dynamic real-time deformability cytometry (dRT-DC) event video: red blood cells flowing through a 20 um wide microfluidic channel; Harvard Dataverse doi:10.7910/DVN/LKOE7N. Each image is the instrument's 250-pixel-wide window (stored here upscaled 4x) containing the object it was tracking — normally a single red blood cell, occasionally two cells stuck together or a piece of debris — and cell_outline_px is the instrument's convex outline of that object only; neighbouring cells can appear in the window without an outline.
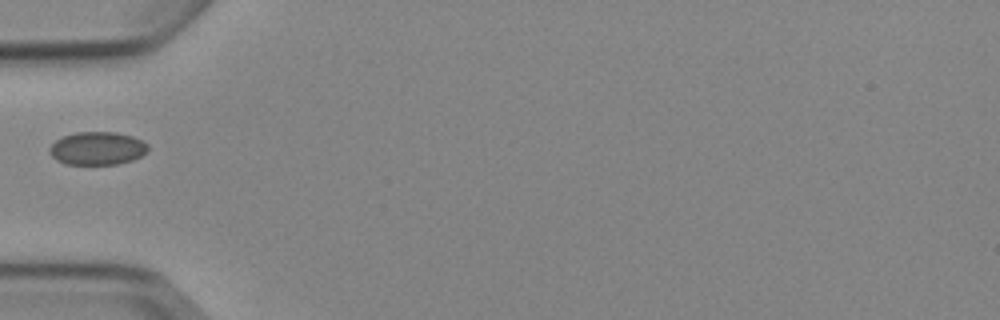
{"species": "Egyptian fruit bat (a non-hibernating species)", "species_latin": "Rousettus aegyptiacus", "temperature_condition": "cold", "stored_images_in_passage": 1, "camera_frame_rate_fps": 3000, "um_per_image_px": 0.085, "animal": {"sex": "female"}, "frame": {"image": 1, "passage_image": 1, "time_ms": 0.0, "image_size_px": [1000, 320], "cell_outline_px": [[148, 152], [132, 160], [116, 164], [64, 164], [56, 160], [48, 152], [48, 148], [56, 140], [64, 136], [76, 132], [116, 132], [132, 136], [148, 144]], "centroid_in_image_um": [8.26, 12.61], "position_along_channel_um": 76.7, "area_um2": 19.02}}